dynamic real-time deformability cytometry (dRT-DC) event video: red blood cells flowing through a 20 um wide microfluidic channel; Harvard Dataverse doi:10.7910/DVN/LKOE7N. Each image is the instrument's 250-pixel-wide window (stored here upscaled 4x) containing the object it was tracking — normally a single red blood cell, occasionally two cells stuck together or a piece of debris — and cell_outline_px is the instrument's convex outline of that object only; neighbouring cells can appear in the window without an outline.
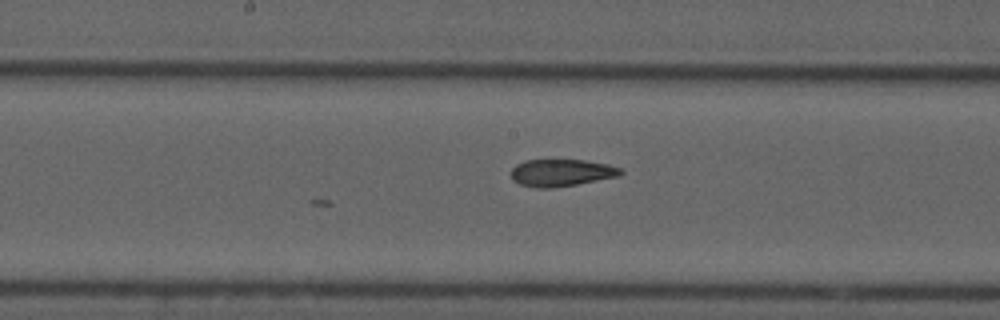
{"species": "common noctule bat (a hibernating species)", "species_latin": "Nyctalus noctula", "temperature_condition": "cold", "stored_images_in_passage": 23, "camera_frame_rate_fps": 3000, "um_per_image_px": 0.085, "animal": {"sex": "male", "forearm_length_mm": 52.5}, "frame": {"image": 1, "passage_image": 23, "time_ms": 7.333, "image_size_px": [1000, 320], "cell_outline_px": [[624, 172], [620, 176], [576, 184], [552, 188], [532, 188], [520, 184], [512, 180], [512, 168], [516, 164], [524, 160], [584, 160], [608, 164], [620, 168]], "centroid_in_image_um": [47.71, 14.68], "position_along_channel_um": 200.5, "area_um2": 17.4}}